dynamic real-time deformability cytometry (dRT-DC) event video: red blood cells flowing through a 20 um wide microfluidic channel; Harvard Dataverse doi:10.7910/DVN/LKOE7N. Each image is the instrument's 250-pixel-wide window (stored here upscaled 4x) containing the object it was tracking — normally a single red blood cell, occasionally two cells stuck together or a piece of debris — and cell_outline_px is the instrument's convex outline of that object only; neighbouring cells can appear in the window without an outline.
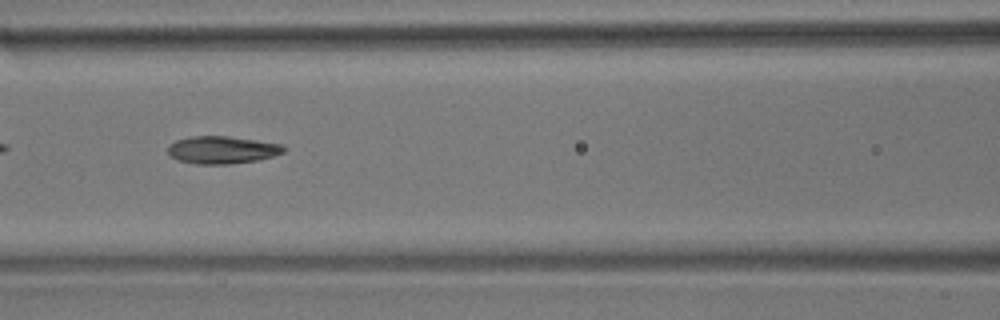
{"species": "common noctule bat (a hibernating species)", "species_latin": "Nyctalus noctula", "temperature_condition": "room temperature", "stored_images_in_passage": 37, "camera_frame_rate_fps": 3000, "um_per_image_px": 0.085, "animal": {"sex": "male", "body_mass_g": 17.9}, "frame": {"image": 1, "passage_image": 11, "time_ms": 3.333, "image_size_px": [1000, 320], "cell_outline_px": [[284, 152], [260, 160], [228, 164], [196, 164], [180, 160], [168, 156], [168, 144], [176, 140], [192, 136], [228, 136], [256, 140], [280, 144], [284, 148]], "centroid_in_image_um": [18.84, 12.74], "position_along_channel_um": 147.8, "area_um2": 18.55}}